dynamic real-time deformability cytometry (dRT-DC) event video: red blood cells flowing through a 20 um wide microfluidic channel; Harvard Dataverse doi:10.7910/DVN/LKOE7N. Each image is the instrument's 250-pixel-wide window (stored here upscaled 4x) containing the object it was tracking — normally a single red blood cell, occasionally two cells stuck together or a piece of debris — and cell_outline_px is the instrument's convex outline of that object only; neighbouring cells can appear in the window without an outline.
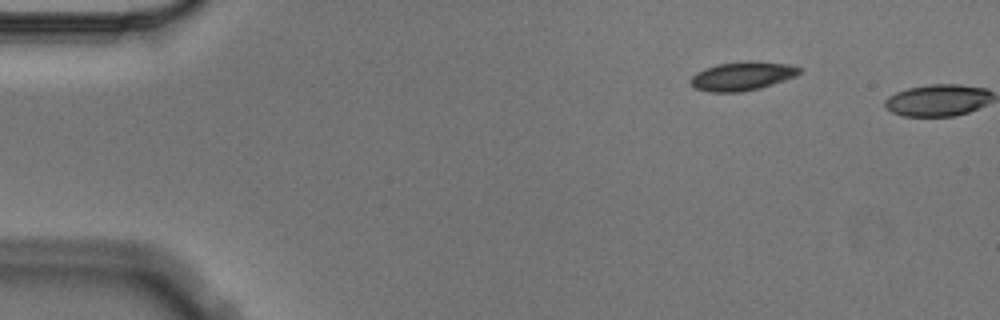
{"species": "Egyptian fruit bat (a non-hibernating species)", "species_latin": "Rousettus aegyptiacus", "temperature_condition": "cold", "stored_images_in_passage": 2, "camera_frame_rate_fps": 3000, "um_per_image_px": 0.085, "animal": {"sex": "male"}, "frame": {"image": 1, "passage_image": 1, "time_ms": 0.0, "image_size_px": [1000, 320], "cell_outline_px": [[800, 72], [796, 76], [760, 88], [740, 92], [708, 92], [696, 88], [688, 80], [696, 72], [704, 68], [716, 64], [748, 60], [752, 60], [788, 64], [800, 68]], "centroid_in_image_um": [63.06, 6.45], "position_along_channel_um": 21.9, "area_um2": 18.32}}